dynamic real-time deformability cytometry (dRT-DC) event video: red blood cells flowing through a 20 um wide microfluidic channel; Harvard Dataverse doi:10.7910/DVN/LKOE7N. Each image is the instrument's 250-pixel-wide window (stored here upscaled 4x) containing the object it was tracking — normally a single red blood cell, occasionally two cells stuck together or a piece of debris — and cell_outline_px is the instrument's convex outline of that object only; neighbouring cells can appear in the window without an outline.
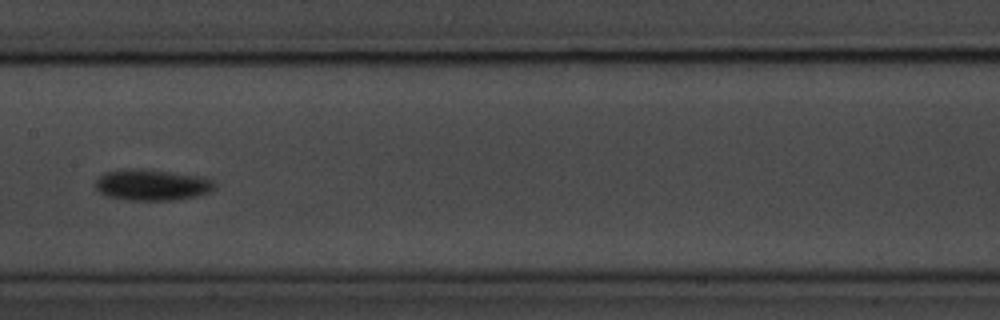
{"species": "common noctule bat (a hibernating species)", "species_latin": "Nyctalus noctula", "temperature_condition": "room temperature", "stored_images_in_passage": 15, "camera_frame_rate_fps": 3000, "um_per_image_px": 0.085, "animal": {"sex": "male", "body_mass_g": 20.1, "forearm_length_mm": 53.5}, "frame": {"image": 1, "passage_image": 7, "time_ms": 8.0, "image_size_px": [1000, 320], "cell_outline_px": [[216, 184], [208, 192], [196, 196], [176, 200], [128, 200], [108, 196], [100, 192], [96, 188], [96, 180], [104, 172], [120, 168], [132, 168], [168, 172], [200, 176], [212, 180]], "centroid_in_image_um": [12.87, 15.71], "position_along_channel_um": 194.5, "area_um2": 21.44}, "authors_computed_cell_mechanics": {"area_um2": 19.363, "velocity_mm_per_s": 3.5499, "shape_relaxation_time_tau1_ms": 1.0942, "shape_relaxation_time_tau2_ms": null, "deformation_change_tau1": 0.0445, "deformation_change_tau2": null}}